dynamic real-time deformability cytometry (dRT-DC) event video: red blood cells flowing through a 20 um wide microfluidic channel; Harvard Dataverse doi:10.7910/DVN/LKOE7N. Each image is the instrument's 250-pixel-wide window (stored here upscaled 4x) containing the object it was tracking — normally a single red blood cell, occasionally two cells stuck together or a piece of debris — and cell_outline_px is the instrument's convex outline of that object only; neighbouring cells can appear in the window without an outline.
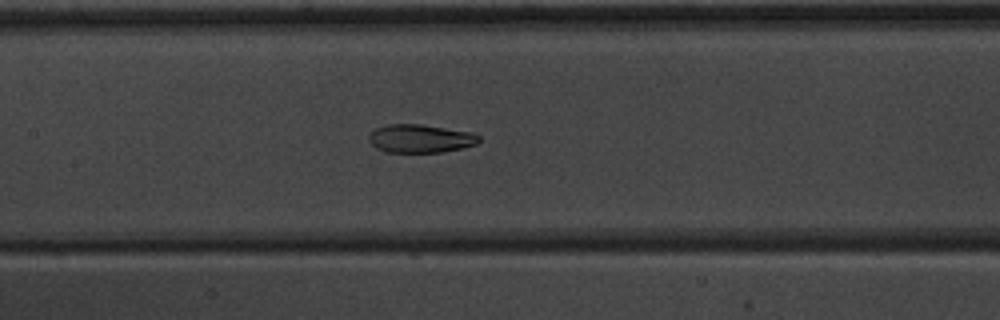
{"species": "common noctule bat (a hibernating species)", "species_latin": "Nyctalus noctula", "temperature_condition": "warm", "stored_images_in_passage": 40, "camera_frame_rate_fps": 3000, "um_per_image_px": 0.085, "animal": {"sex": "male", "body_mass_g": 20.1, "forearm_length_mm": 53.5}, "frame": {"image": 1, "passage_image": 14, "time_ms": 4.333, "image_size_px": [1000, 320], "cell_outline_px": [[480, 140], [476, 144], [460, 148], [440, 152], [388, 152], [376, 148], [368, 140], [368, 136], [376, 128], [388, 124], [420, 124], [472, 132], [480, 136]], "centroid_in_image_um": [35.72, 11.77], "position_along_channel_um": 171.7, "area_um2": 18.03}}
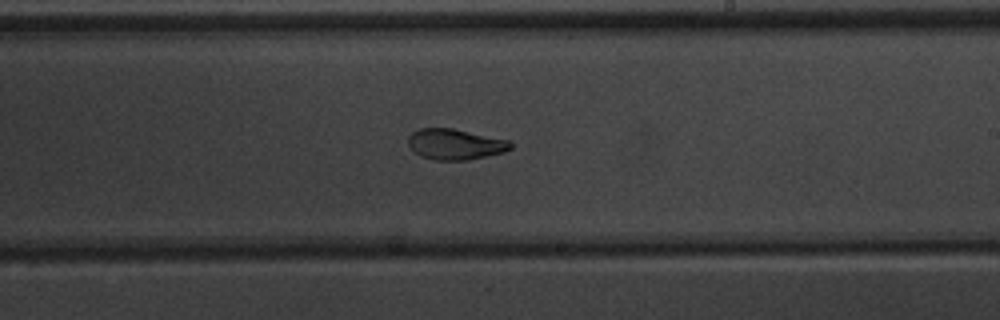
{"frame": {"image": 2, "passage_image": 20, "time_ms": 6.333, "image_size_px": [1000, 320], "cell_outline_px": [[512, 148], [504, 152], [468, 160], [436, 160], [420, 156], [408, 144], [408, 136], [412, 132], [420, 128], [452, 128], [508, 140], [512, 144]], "centroid_in_image_um": [38.68, 12.26], "position_along_channel_um": 250.3, "area_um2": 18.21}}
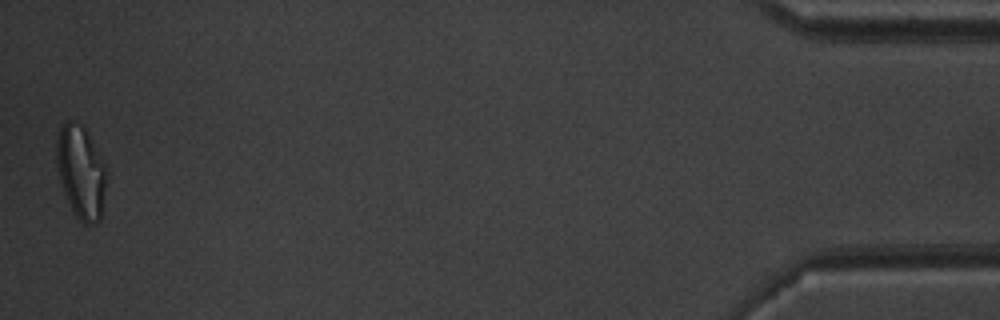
{"frame": {"image": 3, "passage_image": 40, "time_ms": 13.0, "image_size_px": [1000, 320], "cell_outline_px": [[108, 176], [100, 220], [96, 224], [84, 224], [76, 216], [64, 192], [60, 180], [56, 160], [56, 140], [60, 128], [68, 120], [84, 124], [104, 164]], "centroid_in_image_um": [6.9, 14.61], "position_along_channel_um": 428.3, "area_um2": 27.11}, "authors_computed_cell_mechanics": {"area_um2": 19.8254, "velocity_mm_per_s": 3.9464, "shape_relaxation_time_tau1_ms": 7.6325, "shape_relaxation_time_tau2_ms": 2.5993, "deformation_change_tau1": 0.2055, "deformation_change_tau2": 0.0803}}